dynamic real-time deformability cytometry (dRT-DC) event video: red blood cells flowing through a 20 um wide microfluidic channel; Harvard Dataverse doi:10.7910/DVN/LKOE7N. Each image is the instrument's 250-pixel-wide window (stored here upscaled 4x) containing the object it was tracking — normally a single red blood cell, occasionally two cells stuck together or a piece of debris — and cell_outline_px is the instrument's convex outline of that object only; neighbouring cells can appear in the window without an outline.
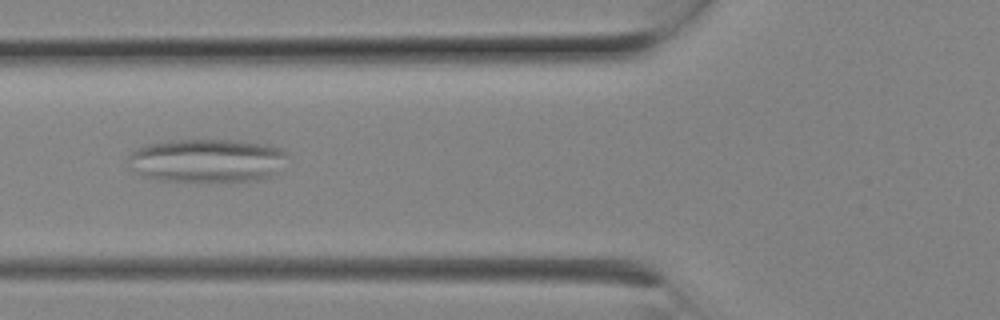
{"species": "Egyptian fruit bat (a non-hibernating species)", "species_latin": "Rousettus aegyptiacus", "temperature_condition": "room temperature", "stored_images_in_passage": 10, "camera_frame_rate_fps": 3000, "um_per_image_px": 0.085, "animal": {"sex": "female"}, "frame": {"image": 1, "passage_image": 9, "time_ms": 2.667, "image_size_px": [1000, 320], "cell_outline_px": [[288, 156], [276, 172], [272, 176], [264, 180], [232, 184], [196, 184], [156, 180], [140, 176], [132, 172], [128, 168], [128, 156], [136, 148], [148, 144], [172, 140], [236, 140], [272, 144], [284, 148], [288, 152]], "centroid_in_image_um": [17.61, 13.71], "position_along_channel_um": 108.2, "area_um2": 42.89}}
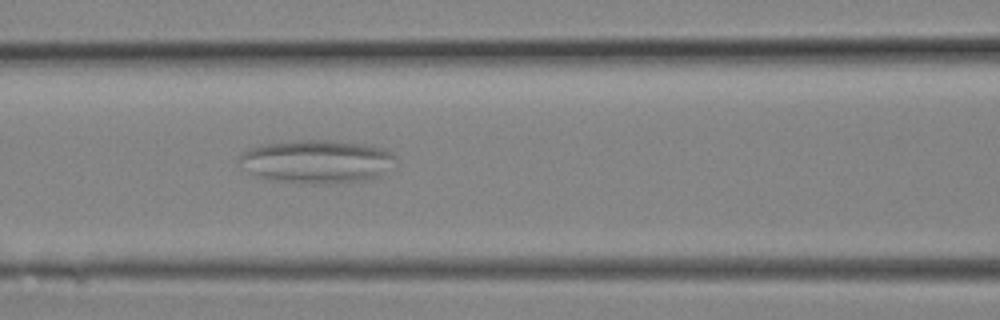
{"frame": {"image": 2, "passage_image": 10, "time_ms": 3.0, "image_size_px": [1000, 320], "cell_outline_px": [[396, 156], [380, 176], [368, 180], [328, 184], [308, 184], [276, 180], [256, 176], [248, 172], [240, 160], [240, 156], [244, 152], [252, 148], [264, 144], [296, 140], [340, 140], [364, 144], [384, 148], [392, 152]], "centroid_in_image_um": [26.96, 13.72], "position_along_channel_um": 139.6, "area_um2": 39.3}}